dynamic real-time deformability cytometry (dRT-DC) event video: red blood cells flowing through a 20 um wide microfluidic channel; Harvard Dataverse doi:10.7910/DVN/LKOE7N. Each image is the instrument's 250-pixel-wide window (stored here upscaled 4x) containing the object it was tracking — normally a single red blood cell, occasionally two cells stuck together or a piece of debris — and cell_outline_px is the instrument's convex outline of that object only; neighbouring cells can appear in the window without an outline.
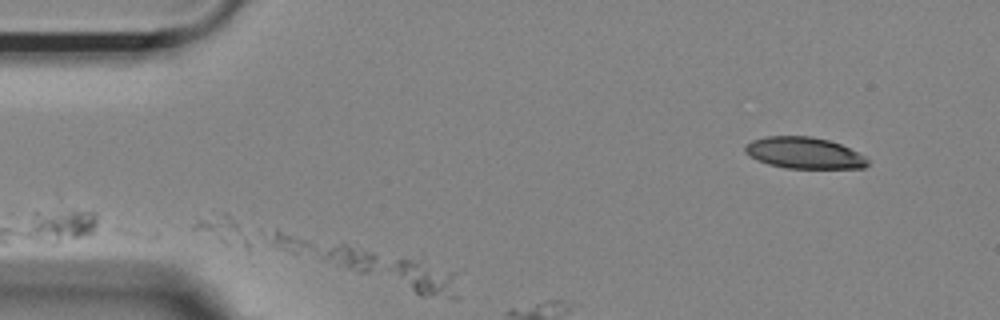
{"species": "Egyptian fruit bat (a non-hibernating species)", "species_latin": "Rousettus aegyptiacus", "temperature_condition": "room temperature", "stored_images_in_passage": 3, "segment_of_instrument_passage": [1, 2], "camera_frame_rate_fps": 3000, "um_per_image_px": 0.085, "animal": {"sex": "female"}, "frame": {"image": 1, "passage_image": 1, "time_ms": 0.0, "image_size_px": [1000, 320], "cell_outline_px": [[460, 296], [420, 296], [360, 272], [324, 256], [324, 252], [344, 240], [420, 252], [456, 272]], "centroid_in_image_um": [33.8, 22.78], "position_along_channel_um": 51.2, "area_um2": 30.35}}